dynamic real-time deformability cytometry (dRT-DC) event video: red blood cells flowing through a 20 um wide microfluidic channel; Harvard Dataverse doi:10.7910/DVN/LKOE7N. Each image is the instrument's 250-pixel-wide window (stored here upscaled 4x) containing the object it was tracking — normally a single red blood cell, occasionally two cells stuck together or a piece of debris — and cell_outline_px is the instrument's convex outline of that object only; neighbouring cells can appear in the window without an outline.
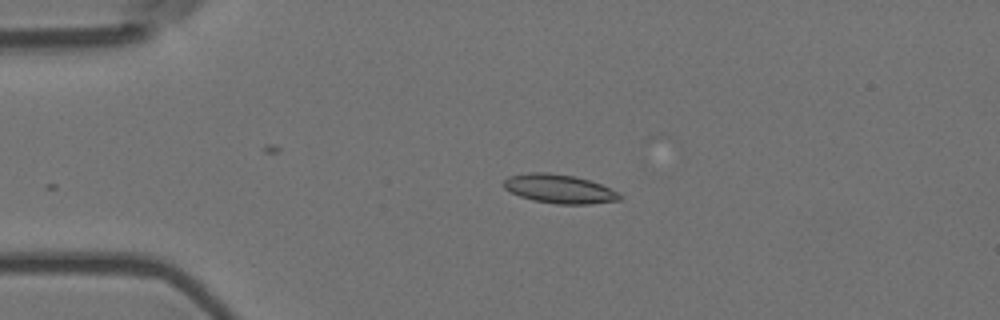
{"species": "Egyptian fruit bat (a non-hibernating species)", "species_latin": "Rousettus aegyptiacus", "temperature_condition": "room temperature", "stored_images_in_passage": 4, "camera_frame_rate_fps": 3000, "um_per_image_px": 0.085, "animal": {"sex": "female"}, "frame": {"image": 1, "passage_image": 3, "time_ms": 0.667, "image_size_px": [1000, 320], "cell_outline_px": [[624, 196], [620, 200], [588, 204], [556, 204], [532, 200], [520, 196], [504, 188], [504, 180], [508, 176], [528, 172], [548, 172], [572, 176], [588, 180], [600, 184]], "centroid_in_image_um": [47.51, 16.05], "position_along_channel_um": 37.5, "area_um2": 19.36}}